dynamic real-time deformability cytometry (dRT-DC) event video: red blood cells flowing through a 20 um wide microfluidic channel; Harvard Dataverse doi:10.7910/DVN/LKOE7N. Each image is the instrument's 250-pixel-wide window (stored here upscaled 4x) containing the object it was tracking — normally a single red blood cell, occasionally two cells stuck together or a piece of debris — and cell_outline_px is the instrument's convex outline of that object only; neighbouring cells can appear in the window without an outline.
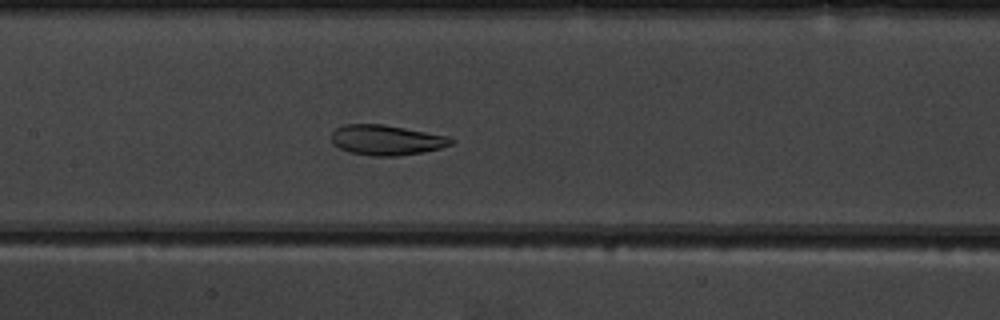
{"species": "common noctule bat (a hibernating species)", "species_latin": "Nyctalus noctula", "temperature_condition": "warm", "stored_images_in_passage": 54, "camera_frame_rate_fps": 3000, "um_per_image_px": 0.085, "animal": {"sex": "male", "body_mass_g": 19.5, "forearm_length_mm": 54.6}, "frame": {"image": 1, "passage_image": 27, "time_ms": 8.667, "image_size_px": [1000, 320], "cell_outline_px": [[456, 140], [452, 144], [440, 148], [420, 152], [396, 156], [372, 156], [348, 152], [332, 144], [332, 132], [336, 128], [344, 124], [384, 124], [448, 136]], "centroid_in_image_um": [32.82, 11.9], "position_along_channel_um": 174.6, "area_um2": 21.04}}
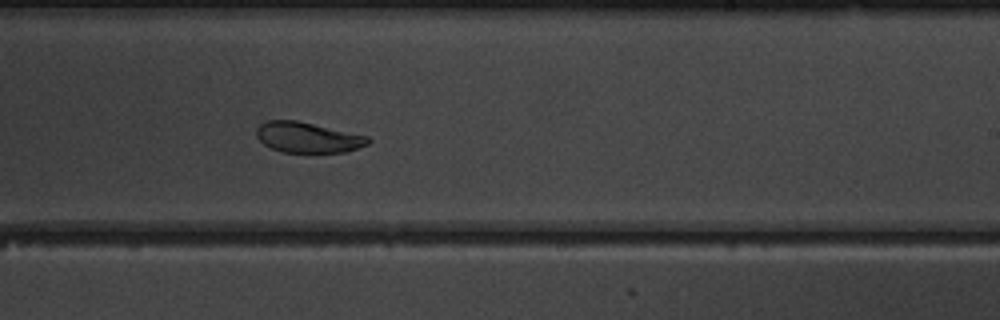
{"frame": {"image": 2, "passage_image": 34, "time_ms": 11.0, "image_size_px": [1000, 320], "cell_outline_px": [[372, 140], [368, 144], [348, 152], [280, 152], [264, 144], [256, 136], [256, 128], [260, 124], [268, 120], [296, 120], [368, 136]], "centroid_in_image_um": [26.16, 11.68], "position_along_channel_um": 262.8, "area_um2": 19.83}}
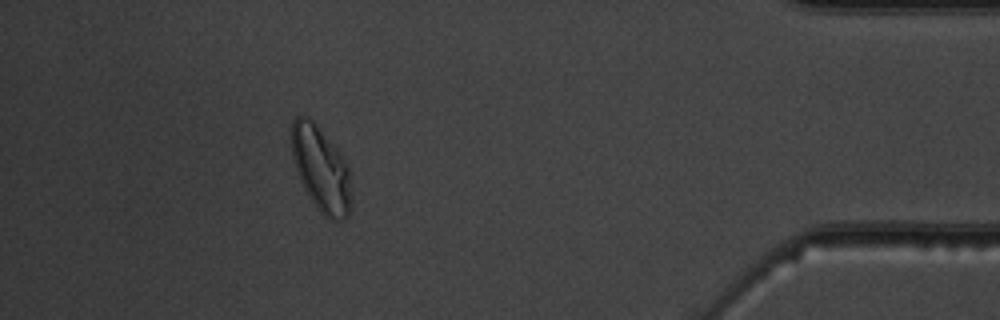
{"frame": {"image": 3, "passage_image": 49, "time_ms": 16.0, "image_size_px": [1000, 320], "cell_outline_px": [[352, 208], [348, 216], [344, 220], [332, 220], [324, 216], [316, 208], [308, 196], [300, 180], [292, 156], [292, 120], [296, 116], [308, 116], [316, 124], [336, 148], [344, 160], [348, 168], [352, 192]], "centroid_in_image_um": [27.31, 14.42], "position_along_channel_um": 407.9, "area_um2": 29.71}, "authors_computed_cell_mechanics": {"area_um2": 25.9522, "velocity_mm_per_s": 3.7894, "shape_relaxation_time_tau1_ms": 4.9929, "shape_relaxation_time_tau2_ms": 1.5412, "deformation_change_tau1": 0.1281, "deformation_change_tau2": 0.0488}}